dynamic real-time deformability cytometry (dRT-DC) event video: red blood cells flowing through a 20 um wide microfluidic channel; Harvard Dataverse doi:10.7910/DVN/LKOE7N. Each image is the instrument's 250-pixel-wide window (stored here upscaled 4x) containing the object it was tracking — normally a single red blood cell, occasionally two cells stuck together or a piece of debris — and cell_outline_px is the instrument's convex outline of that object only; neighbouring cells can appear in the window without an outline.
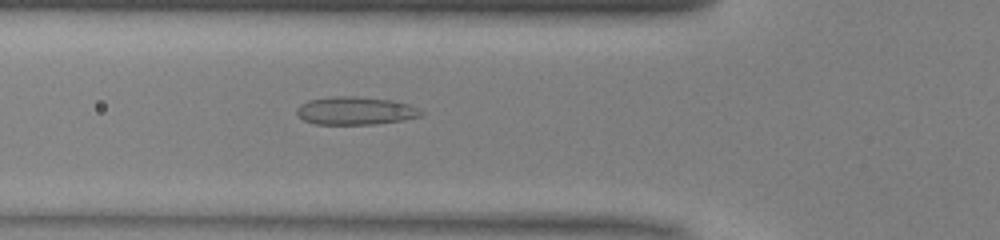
{"species": "common noctule bat (a hibernating species)", "species_latin": "Nyctalus noctula", "temperature_condition": "warm", "stored_images_in_passage": 43, "camera_frame_rate_fps": 3000, "um_per_image_px": 0.085, "animal": {"sex": "male", "body_mass_g": 13.0, "forearm_length_mm": 53.1}, "frame": {"image": 1, "passage_image": 10, "time_ms": 3.0, "image_size_px": [1000, 240], "cell_outline_px": [[424, 112], [420, 116], [404, 120], [376, 124], [316, 124], [304, 120], [296, 112], [296, 108], [300, 104], [308, 100], [332, 96], [356, 96], [392, 100], [408, 104], [420, 108]], "centroid_in_image_um": [30.23, 9.41], "position_along_channel_um": 95.6, "area_um2": 20.4}}
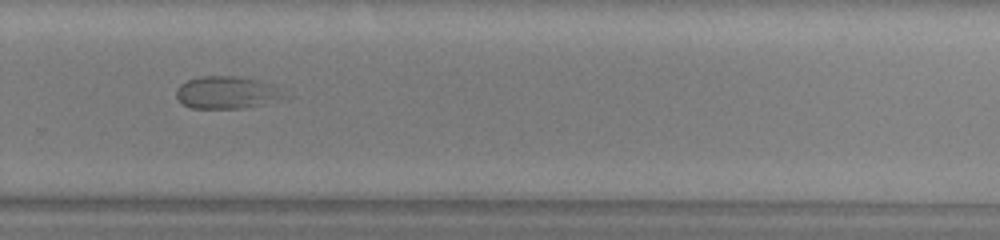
{"frame": {"image": 2, "passage_image": 26, "time_ms": 8.333, "image_size_px": [1000, 240], "cell_outline_px": [[280, 96], [264, 104], [244, 108], [192, 108], [184, 104], [176, 96], [176, 88], [180, 84], [188, 80], [200, 76], [240, 76], [272, 84]], "centroid_in_image_um": [19.13, 7.85], "position_along_channel_um": 310.7, "area_um2": 19.71}}
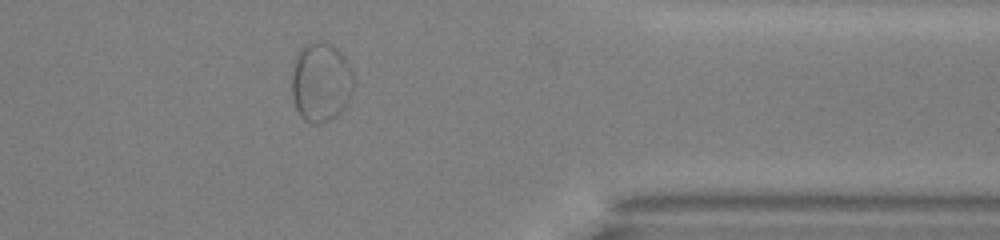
{"frame": {"image": 3, "passage_image": 33, "time_ms": 10.667, "image_size_px": [1000, 240], "cell_outline_px": [[352, 92], [348, 104], [332, 120], [316, 124], [312, 124], [304, 120], [300, 116], [296, 108], [292, 96], [292, 72], [296, 56], [300, 48], [308, 40], [324, 40], [332, 44], [344, 56], [352, 72]], "centroid_in_image_um": [27.26, 6.96], "position_along_channel_um": 384.1, "area_um2": 29.13}}